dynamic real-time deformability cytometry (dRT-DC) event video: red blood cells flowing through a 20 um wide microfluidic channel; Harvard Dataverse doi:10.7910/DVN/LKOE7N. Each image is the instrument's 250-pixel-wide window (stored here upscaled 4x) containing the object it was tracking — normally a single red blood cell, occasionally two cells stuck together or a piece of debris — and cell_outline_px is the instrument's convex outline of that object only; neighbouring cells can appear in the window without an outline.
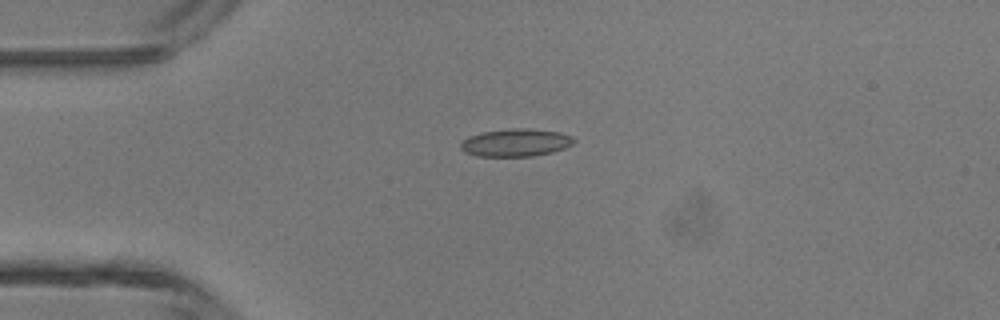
{"species": "common noctule bat (a hibernating species)", "species_latin": "Nyctalus noctula", "temperature_condition": "room temperature", "stored_images_in_passage": 4, "camera_frame_rate_fps": 3000, "um_per_image_px": 0.085, "animal": {"sex": "male", "body_mass_g": 13.3}, "frame": {"image": 1, "passage_image": 4, "time_ms": 1.0, "image_size_px": [1000, 320], "cell_outline_px": [[576, 140], [572, 144], [564, 148], [552, 152], [532, 156], [476, 156], [464, 152], [460, 148], [460, 144], [468, 136], [480, 132], [516, 128], [528, 128], [560, 132], [572, 136]], "centroid_in_image_um": [43.83, 12.12], "position_along_channel_um": 41.2, "area_um2": 18.32}}